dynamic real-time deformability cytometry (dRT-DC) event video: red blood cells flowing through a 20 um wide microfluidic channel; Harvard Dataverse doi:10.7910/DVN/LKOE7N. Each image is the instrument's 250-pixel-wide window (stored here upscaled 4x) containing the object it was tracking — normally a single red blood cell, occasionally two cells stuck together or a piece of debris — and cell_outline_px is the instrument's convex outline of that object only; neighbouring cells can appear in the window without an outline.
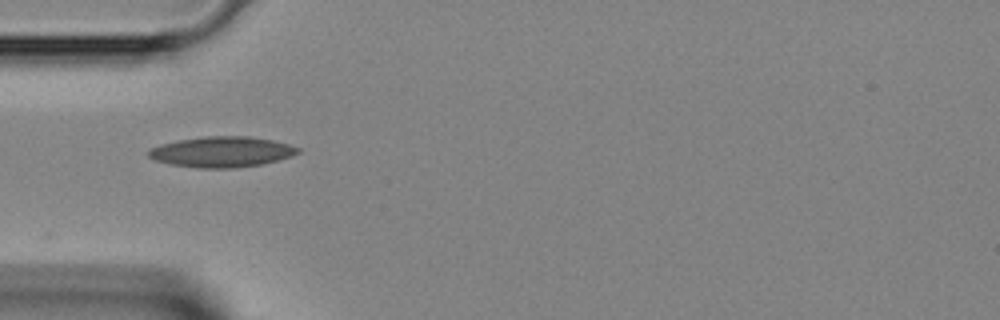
{"species": "Egyptian fruit bat (a non-hibernating species)", "species_latin": "Rousettus aegyptiacus", "temperature_condition": "room temperature", "stored_images_in_passage": 29, "camera_frame_rate_fps": 3000, "um_per_image_px": 0.085, "animal": {"sex": "female"}, "frame": {"image": 1, "passage_image": 1, "time_ms": 0.0, "image_size_px": [1000, 320], "cell_outline_px": [[300, 152], [292, 156], [260, 164], [236, 168], [196, 168], [172, 164], [156, 160], [148, 156], [148, 152], [152, 148], [160, 144], [180, 140], [204, 136], [248, 136], [272, 140], [288, 144], [300, 148]], "centroid_in_image_um": [18.86, 12.91], "position_along_channel_um": 66.1, "area_um2": 26.41}}
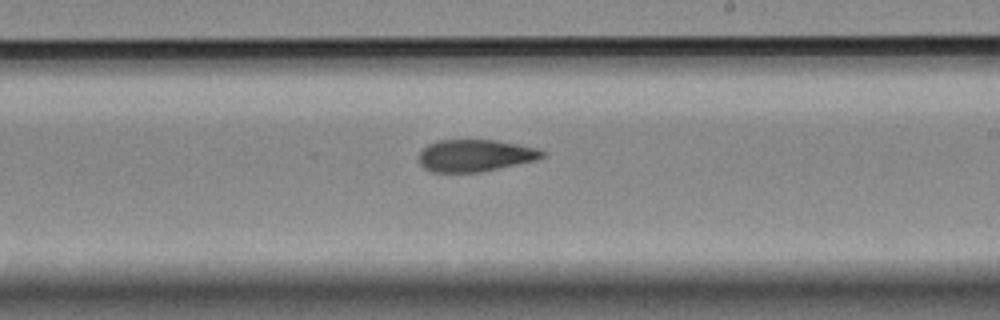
{"frame": {"image": 2, "passage_image": 13, "time_ms": 4.0, "image_size_px": [1000, 320], "cell_outline_px": [[544, 156], [536, 160], [480, 172], [432, 172], [424, 168], [420, 164], [420, 152], [428, 144], [436, 140], [496, 140], [536, 148], [544, 152]], "centroid_in_image_um": [40.36, 13.22], "position_along_channel_um": 248.6, "area_um2": 22.83}}
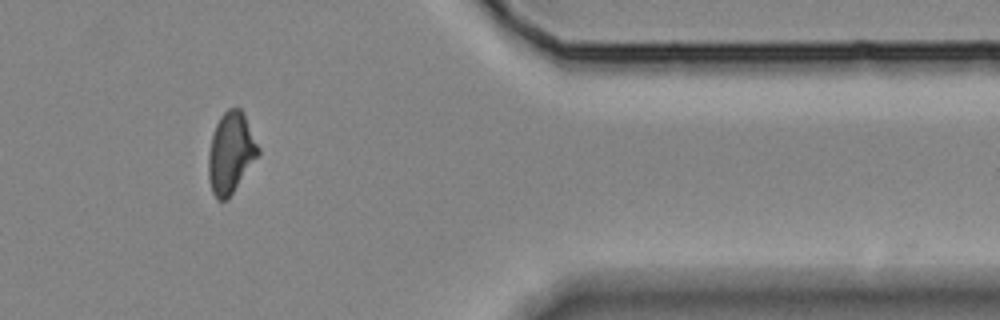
{"frame": {"image": 3, "passage_image": 24, "time_ms": 7.667, "image_size_px": [1000, 320], "cell_outline_px": [[260, 156], [228, 200], [216, 200], [212, 192], [208, 176], [208, 152], [212, 136], [216, 124], [220, 116], [228, 108], [240, 108], [244, 112], [260, 148]], "centroid_in_image_um": [19.64, 13.01], "position_along_channel_um": 391.8, "area_um2": 24.04}}